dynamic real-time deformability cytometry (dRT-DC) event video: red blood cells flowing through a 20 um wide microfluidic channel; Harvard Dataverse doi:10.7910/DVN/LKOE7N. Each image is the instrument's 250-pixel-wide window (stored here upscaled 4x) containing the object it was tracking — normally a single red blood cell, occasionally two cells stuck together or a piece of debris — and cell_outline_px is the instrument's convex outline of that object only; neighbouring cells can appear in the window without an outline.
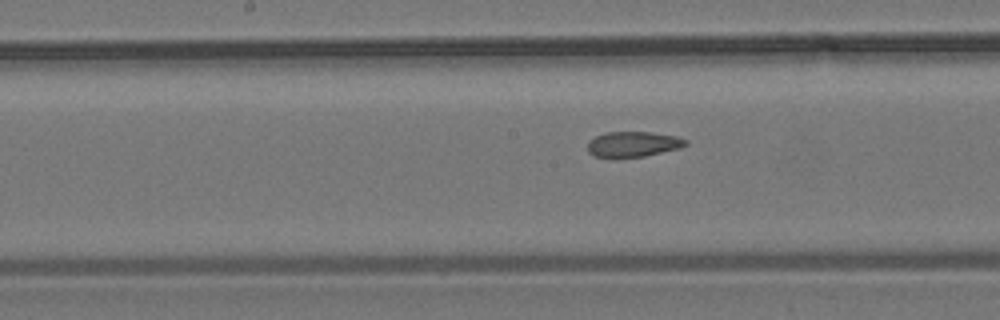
{"species": "common noctule bat (a hibernating species)", "species_latin": "Nyctalus noctula", "temperature_condition": "room temperature", "stored_images_in_passage": 25, "camera_frame_rate_fps": 3000, "um_per_image_px": 0.085, "animal": {"sex": "male", "body_mass_g": 19.2, "forearm_length_mm": 51.8}, "frame": {"image": 1, "passage_image": 22, "time_ms": 7.0, "image_size_px": [1000, 320], "cell_outline_px": [[688, 144], [680, 148], [644, 156], [592, 156], [588, 152], [588, 140], [604, 132], [648, 132], [676, 136], [688, 140]], "centroid_in_image_um": [53.82, 12.23], "position_along_channel_um": 194.4, "area_um2": 14.28}}